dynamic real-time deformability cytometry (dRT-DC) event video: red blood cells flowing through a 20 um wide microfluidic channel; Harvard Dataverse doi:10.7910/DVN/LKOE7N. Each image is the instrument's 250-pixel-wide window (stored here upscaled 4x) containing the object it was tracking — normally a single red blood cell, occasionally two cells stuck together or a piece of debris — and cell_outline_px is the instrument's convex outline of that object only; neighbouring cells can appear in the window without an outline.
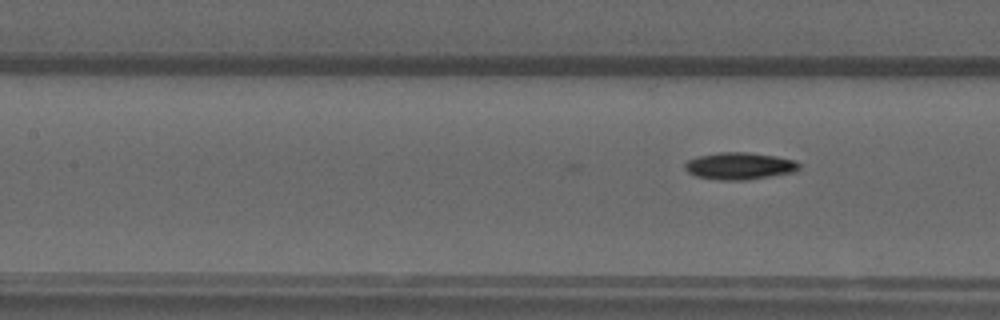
{"species": "common noctule bat (a hibernating species)", "species_latin": "Nyctalus noctula", "temperature_condition": "warm", "stored_images_in_passage": 7, "camera_frame_rate_fps": 3000, "um_per_image_px": 0.085, "animal": {"sex": "male", "forearm_length_mm": 52.5}, "frame": {"image": 1, "passage_image": 7, "time_ms": 2.0, "image_size_px": [1000, 320], "cell_outline_px": [[800, 168], [796, 172], [744, 180], [720, 180], [696, 176], [688, 172], [684, 168], [684, 164], [688, 160], [700, 156], [720, 152], [744, 152], [776, 156], [796, 160], [800, 164]], "centroid_in_image_um": [62.89, 14.11], "position_along_channel_um": 144.5, "area_um2": 17.98}}